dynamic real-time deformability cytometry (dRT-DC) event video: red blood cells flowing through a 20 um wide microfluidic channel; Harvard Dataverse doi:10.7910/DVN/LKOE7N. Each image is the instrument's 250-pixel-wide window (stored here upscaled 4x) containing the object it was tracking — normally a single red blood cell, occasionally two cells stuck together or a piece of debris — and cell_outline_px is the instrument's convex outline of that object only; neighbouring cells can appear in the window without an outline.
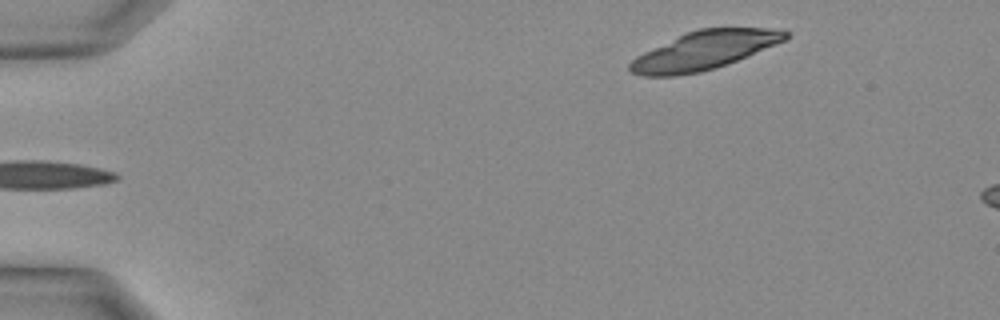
{"species": "Egyptian fruit bat (a non-hibernating species)", "species_latin": "Rousettus aegyptiacus", "temperature_condition": "warm", "stored_images_in_passage": 9, "camera_frame_rate_fps": 3000, "um_per_image_px": 0.085, "animal": {"sex": "female"}, "frame": {"image": 1, "passage_image": 1, "time_ms": 0.0, "image_size_px": [1000, 320], "cell_outline_px": [[788, 36], [784, 40], [736, 60], [700, 72], [676, 76], [644, 76], [632, 72], [628, 68], [628, 64], [636, 56], [644, 52], [688, 32], [700, 28], [768, 28], [788, 32]], "centroid_in_image_um": [59.8, 4.29], "position_along_channel_um": 25.2, "area_um2": 33.81}}